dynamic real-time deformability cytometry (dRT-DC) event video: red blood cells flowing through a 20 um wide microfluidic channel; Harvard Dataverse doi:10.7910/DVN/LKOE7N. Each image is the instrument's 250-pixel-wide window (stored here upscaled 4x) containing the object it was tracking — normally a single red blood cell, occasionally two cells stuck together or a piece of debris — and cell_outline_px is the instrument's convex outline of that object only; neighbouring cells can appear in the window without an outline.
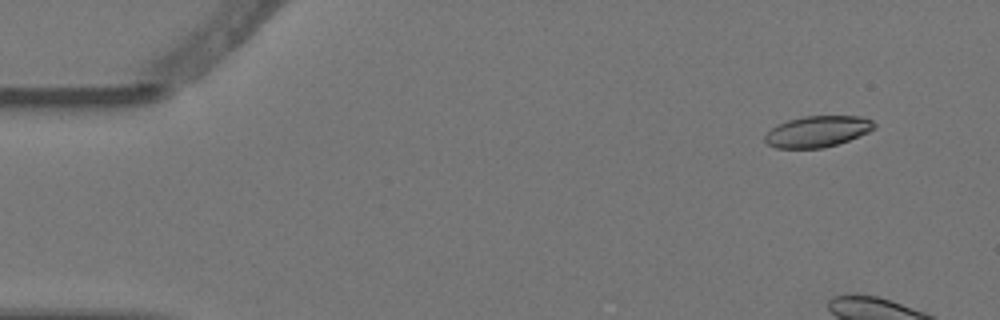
{"species": "Egyptian fruit bat (a non-hibernating species)", "species_latin": "Rousettus aegyptiacus", "temperature_condition": "warm", "stored_images_in_passage": 6, "camera_frame_rate_fps": 3000, "um_per_image_px": 0.085, "animal": {"sex": "female"}, "frame": {"image": 1, "passage_image": 6, "time_ms": 1.667, "image_size_px": [1000, 320], "cell_outline_px": [[876, 128], [868, 132], [848, 140], [836, 144], [820, 148], [776, 148], [768, 144], [764, 140], [764, 136], [776, 124], [788, 120], [804, 116], [860, 116], [872, 120], [876, 124]], "centroid_in_image_um": [69.48, 11.16], "position_along_channel_um": 15.5, "area_um2": 19.77}}